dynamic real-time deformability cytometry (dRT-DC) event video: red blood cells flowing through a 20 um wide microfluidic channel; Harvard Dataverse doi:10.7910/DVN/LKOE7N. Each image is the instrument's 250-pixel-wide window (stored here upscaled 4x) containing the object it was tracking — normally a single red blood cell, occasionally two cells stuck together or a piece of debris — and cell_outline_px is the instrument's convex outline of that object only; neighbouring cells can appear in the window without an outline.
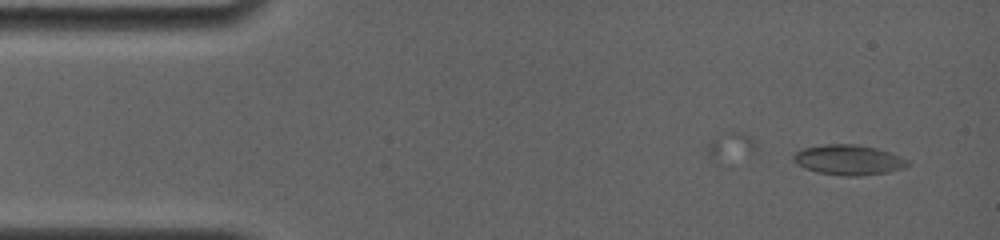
{"species": "common noctule bat (a hibernating species)", "species_latin": "Nyctalus noctula", "temperature_condition": "room temperature", "stored_images_in_passage": 22, "camera_frame_rate_fps": 4000, "um_per_image_px": 0.085, "animal": {"sex": "female", "body_mass_g": 19.0, "forearm_length_mm": 56.7}, "frame": {"image": 1, "passage_image": 1, "time_ms": 0.0, "image_size_px": [1000, 240], "cell_outline_px": [[908, 164], [904, 168], [888, 172], [856, 176], [844, 176], [816, 172], [804, 168], [796, 164], [792, 160], [792, 156], [796, 152], [804, 148], [824, 144], [852, 144], [876, 148], [900, 156], [908, 160]], "centroid_in_image_um": [72.08, 13.6], "position_along_channel_um": 12.9, "area_um2": 20.0}}
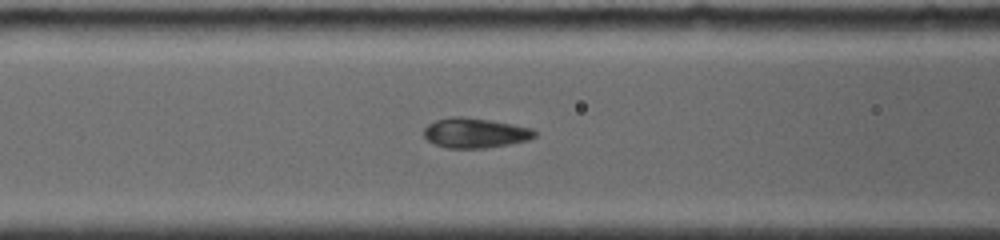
{"frame": {"image": 2, "passage_image": 13, "time_ms": 5.5, "image_size_px": [1000, 240], "cell_outline_px": [[536, 136], [528, 140], [508, 144], [484, 148], [448, 148], [436, 144], [428, 140], [424, 136], [424, 128], [428, 124], [436, 120], [452, 116], [460, 116], [488, 120], [512, 124], [532, 128], [536, 132]], "centroid_in_image_um": [40.38, 11.3], "position_along_channel_um": 126.2, "area_um2": 19.13}}
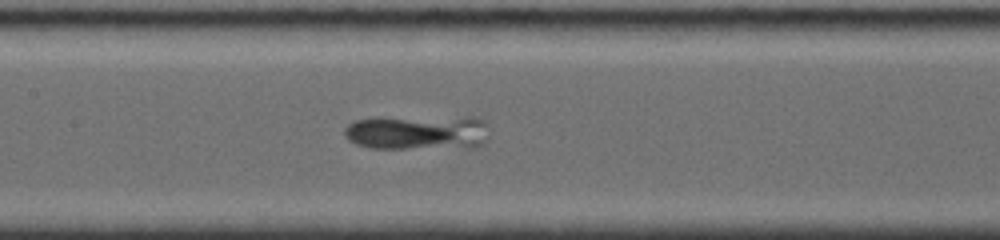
{"frame": {"image": 3, "passage_image": 16, "time_ms": 6.75, "image_size_px": [1000, 240], "cell_outline_px": [[488, 136], [484, 144], [472, 148], [372, 148], [356, 144], [348, 140], [344, 136], [344, 128], [352, 120], [376, 116], [472, 116], [484, 120], [488, 124]], "centroid_in_image_um": [35.51, 11.22], "position_along_channel_um": 171.9, "area_um2": 30.87}}